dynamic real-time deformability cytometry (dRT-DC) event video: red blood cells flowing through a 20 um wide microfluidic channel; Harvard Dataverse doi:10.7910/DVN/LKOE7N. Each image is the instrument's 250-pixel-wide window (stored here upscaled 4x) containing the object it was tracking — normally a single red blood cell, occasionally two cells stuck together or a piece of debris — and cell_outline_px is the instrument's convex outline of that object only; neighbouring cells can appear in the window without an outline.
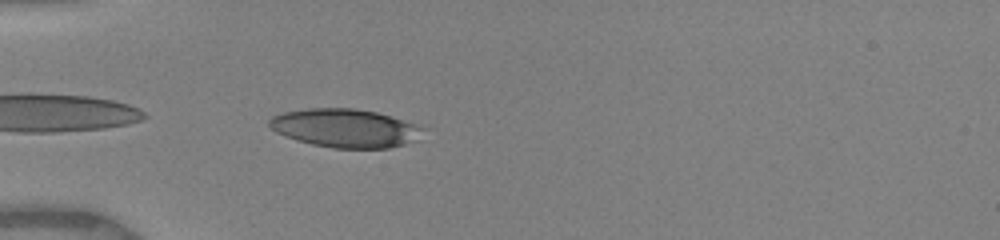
{"species": "human", "species_latin": "Homo sapiens", "temperature_condition": "warm", "stored_images_in_passage": 8, "camera_frame_rate_fps": 3000, "um_per_image_px": 0.085, "donor": {"sex": "female"}, "frame": {"image": 1, "passage_image": 1, "time_ms": 0.0, "image_size_px": [1000, 240], "cell_outline_px": [[428, 128], [420, 140], [388, 148], [332, 148], [312, 144], [296, 140], [284, 136], [276, 132], [268, 124], [268, 120], [272, 116], [284, 112], [308, 108], [352, 108], [376, 112], [416, 124]], "centroid_in_image_um": [29.39, 10.9], "position_along_channel_um": 55.6, "area_um2": 34.74}}
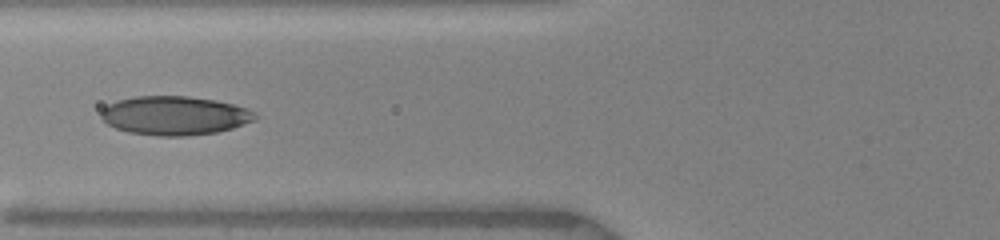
{"frame": {"image": 2, "passage_image": 5, "time_ms": 1.667, "image_size_px": [1000, 240], "cell_outline_px": [[256, 120], [232, 128], [216, 132], [184, 136], [160, 136], [128, 132], [116, 128], [108, 124], [100, 116], [100, 112], [108, 104], [116, 100], [136, 96], [188, 96], [216, 100], [232, 104], [256, 112]], "centroid_in_image_um": [14.83, 9.82], "position_along_channel_um": 111.0, "area_um2": 34.85}}
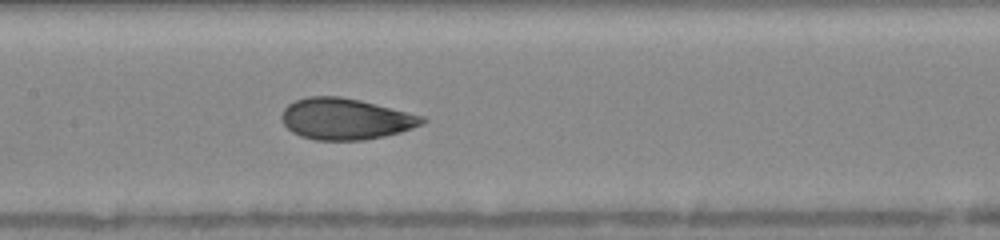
{"frame": {"image": 3, "passage_image": 8, "time_ms": 3.333, "image_size_px": [1000, 240], "cell_outline_px": [[428, 120], [412, 128], [400, 132], [384, 136], [364, 140], [316, 140], [300, 136], [292, 132], [284, 124], [280, 116], [284, 108], [288, 104], [296, 100], [308, 96], [340, 96], [360, 100], [424, 116]], "centroid_in_image_um": [29.35, 10.1], "position_along_channel_um": 178.1, "area_um2": 33.76}}